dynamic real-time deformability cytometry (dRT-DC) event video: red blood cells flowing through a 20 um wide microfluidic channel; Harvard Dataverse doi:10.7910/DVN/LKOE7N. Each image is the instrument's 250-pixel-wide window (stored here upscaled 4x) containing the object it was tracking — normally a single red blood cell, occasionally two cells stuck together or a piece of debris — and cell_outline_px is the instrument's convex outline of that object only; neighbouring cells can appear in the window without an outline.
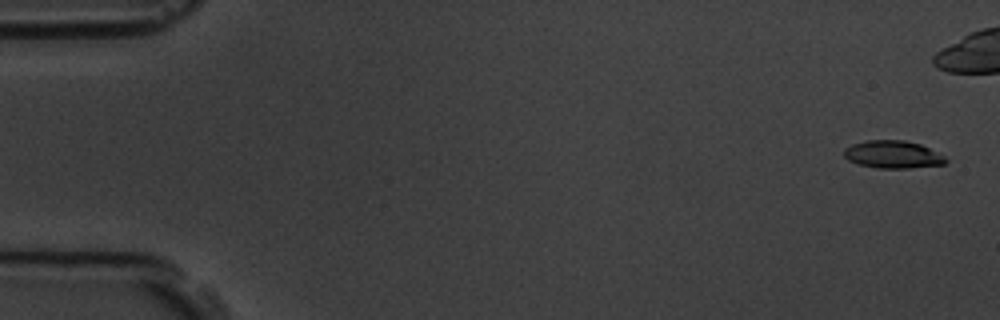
{"species": "common noctule bat (a hibernating species)", "species_latin": "Nyctalus noctula", "temperature_condition": "room temperature", "stored_images_in_passage": 6, "camera_frame_rate_fps": 3000, "um_per_image_px": 0.085, "animal": {"sex": "male", "body_mass_g": 19.5, "forearm_length_mm": 54.6}, "frame": {"image": 1, "passage_image": 1, "time_ms": 0.0, "image_size_px": [1000, 320], "cell_outline_px": [[948, 160], [944, 164], [908, 168], [876, 168], [860, 164], [848, 160], [844, 156], [844, 148], [852, 144], [868, 140], [904, 140], [920, 144], [944, 156]], "centroid_in_image_um": [75.87, 13.13], "position_along_channel_um": 9.1, "area_um2": 16.24}}